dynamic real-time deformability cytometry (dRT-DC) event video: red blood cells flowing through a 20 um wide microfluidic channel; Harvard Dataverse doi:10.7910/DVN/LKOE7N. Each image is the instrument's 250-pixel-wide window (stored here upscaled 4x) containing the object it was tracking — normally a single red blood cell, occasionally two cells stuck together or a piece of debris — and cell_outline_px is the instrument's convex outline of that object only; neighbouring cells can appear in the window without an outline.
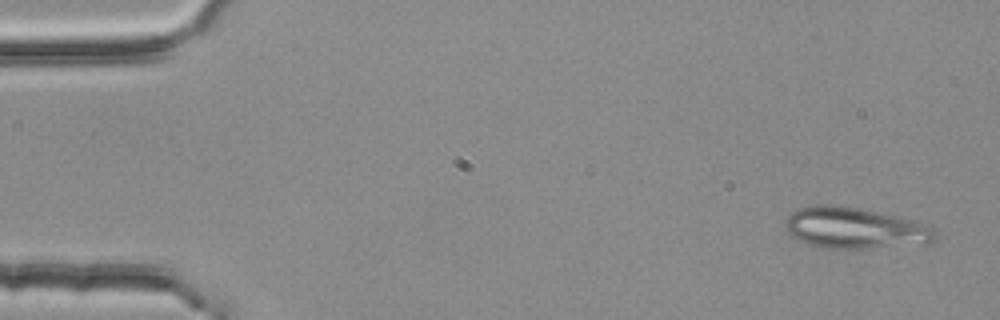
{"species": "common noctule bat (a hibernating species)", "species_latin": "Nyctalus noctula", "temperature_condition": "room temperature", "stored_images_in_passage": 3, "camera_frame_rate_fps": 3000, "um_per_image_px": 0.085, "animal": {"sex": "female", "body_mass_g": 25.1}, "frame": {"image": 1, "passage_image": 1, "time_ms": 0.0, "image_size_px": [1000, 320], "cell_outline_px": [[936, 240], [928, 244], [872, 248], [824, 248], [808, 244], [792, 236], [784, 228], [784, 220], [792, 212], [800, 208], [816, 204], [824, 204], [856, 208], [920, 220], [932, 228], [936, 232]], "centroid_in_image_um": [72.7, 19.39], "position_along_channel_um": 12.3, "area_um2": 36.24}}